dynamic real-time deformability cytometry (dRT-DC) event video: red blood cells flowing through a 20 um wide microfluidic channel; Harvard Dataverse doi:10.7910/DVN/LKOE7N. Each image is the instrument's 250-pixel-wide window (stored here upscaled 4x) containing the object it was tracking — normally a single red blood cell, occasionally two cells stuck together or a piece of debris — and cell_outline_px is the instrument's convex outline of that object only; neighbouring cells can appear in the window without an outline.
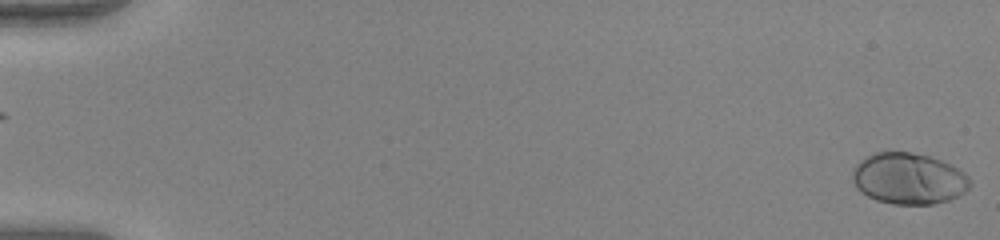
{"species": "human", "species_latin": "Homo sapiens", "temperature_condition": "warm", "stored_images_in_passage": 50, "camera_frame_rate_fps": 3000, "um_per_image_px": 0.085, "donor": {"sex": "female"}, "frame": {"image": 1, "passage_image": 1, "time_ms": 0.0, "image_size_px": [1000, 240], "cell_outline_px": [[972, 184], [964, 192], [948, 200], [932, 204], [892, 204], [876, 200], [860, 192], [856, 188], [852, 180], [852, 168], [864, 156], [872, 152], [912, 152], [928, 156], [952, 164], [964, 172], [968, 176]], "centroid_in_image_um": [77.2, 15.17], "position_along_channel_um": 7.8, "area_um2": 35.43}}
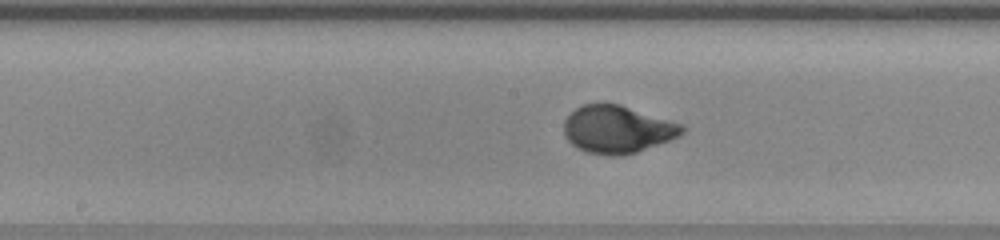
{"frame": {"image": 2, "passage_image": 29, "time_ms": 9.333, "image_size_px": [1000, 240], "cell_outline_px": [[688, 128], [680, 136], [636, 152], [620, 156], [608, 156], [584, 152], [576, 148], [564, 136], [564, 120], [576, 108], [584, 104], [600, 100], [620, 104], [684, 124]], "centroid_in_image_um": [52.47, 10.97], "position_along_channel_um": 195.7, "area_um2": 33.52}}
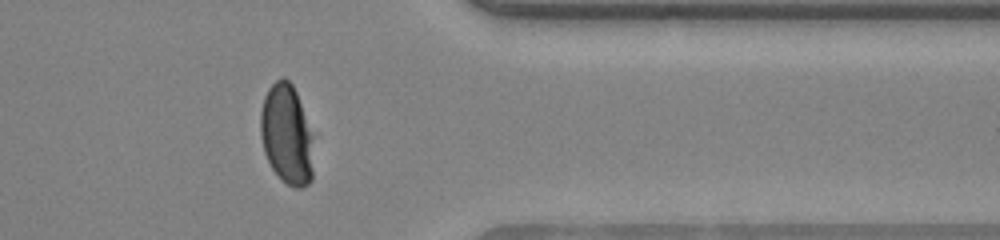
{"frame": {"image": 3, "passage_image": 44, "time_ms": 14.333, "image_size_px": [1000, 240], "cell_outline_px": [[312, 180], [308, 184], [300, 188], [296, 188], [288, 184], [272, 168], [264, 152], [260, 136], [260, 112], [264, 96], [268, 88], [276, 80], [284, 76], [292, 84], [296, 92], [312, 136]], "centroid_in_image_um": [24.34, 11.41], "position_along_channel_um": 387.1, "area_um2": 30.58}}